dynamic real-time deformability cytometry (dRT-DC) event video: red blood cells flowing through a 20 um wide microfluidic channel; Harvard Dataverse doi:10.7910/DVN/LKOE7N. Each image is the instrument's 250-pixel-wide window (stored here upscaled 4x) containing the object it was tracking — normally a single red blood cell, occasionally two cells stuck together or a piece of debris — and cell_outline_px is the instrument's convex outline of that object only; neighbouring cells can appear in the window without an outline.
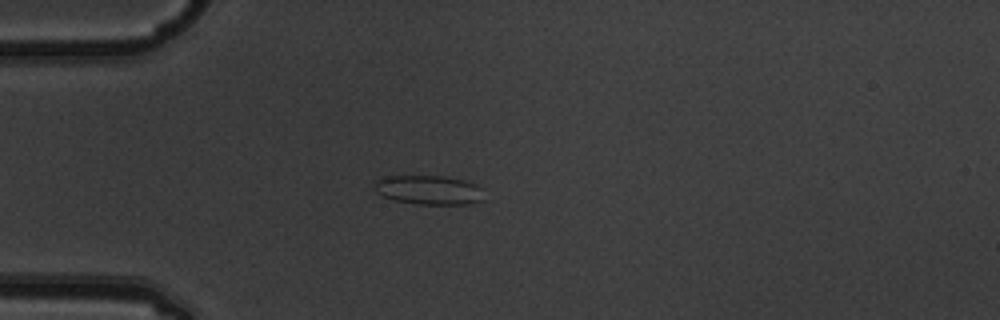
{"species": "common noctule bat (a hibernating species)", "species_latin": "Nyctalus noctula", "temperature_condition": "warm", "stored_images_in_passage": 5, "camera_frame_rate_fps": 3000, "um_per_image_px": 0.085, "animal": {"sex": "male", "body_mass_g": 19.5, "forearm_length_mm": 54.6}, "frame": {"image": 1, "passage_image": 4, "time_ms": 1.0, "image_size_px": [1000, 320], "cell_outline_px": [[484, 200], [468, 204], [416, 204], [396, 200], [384, 196], [376, 192], [376, 180], [384, 176], [444, 176], [464, 180], [476, 184], [480, 188]], "centroid_in_image_um": [36.47, 16.14], "position_along_channel_um": 48.5, "area_um2": 18.5}}